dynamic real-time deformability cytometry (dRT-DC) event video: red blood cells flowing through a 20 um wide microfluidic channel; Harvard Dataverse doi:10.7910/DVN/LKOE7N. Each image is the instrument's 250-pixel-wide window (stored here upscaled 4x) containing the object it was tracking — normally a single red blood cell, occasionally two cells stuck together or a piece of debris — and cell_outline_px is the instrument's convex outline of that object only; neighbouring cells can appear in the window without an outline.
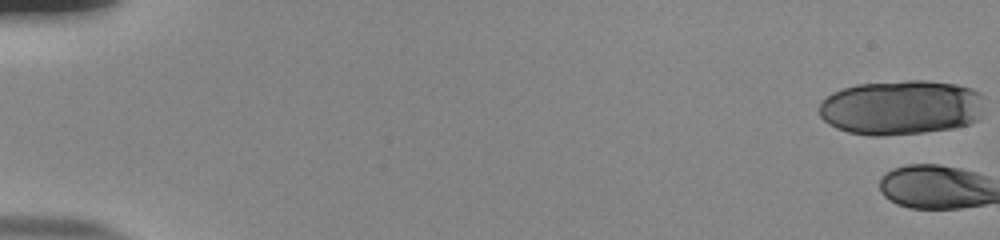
{"species": "human", "species_latin": "Homo sapiens", "temperature_condition": "room temperature", "stored_images_in_passage": 3, "camera_frame_rate_fps": 3000, "um_per_image_px": 0.085, "donor": {"sex": "male"}, "frame": {"image": 1, "passage_image": 1, "time_ms": 0.0, "image_size_px": [1000, 240], "cell_outline_px": [[984, 112], [972, 124], [956, 128], [924, 132], [880, 136], [868, 136], [848, 132], [836, 128], [828, 124], [820, 116], [820, 104], [832, 92], [856, 84], [904, 80], [928, 80], [956, 84], [972, 88], [980, 92], [984, 96]], "centroid_in_image_um": [76.66, 9.13], "position_along_channel_um": 8.3, "area_um2": 53.58}}